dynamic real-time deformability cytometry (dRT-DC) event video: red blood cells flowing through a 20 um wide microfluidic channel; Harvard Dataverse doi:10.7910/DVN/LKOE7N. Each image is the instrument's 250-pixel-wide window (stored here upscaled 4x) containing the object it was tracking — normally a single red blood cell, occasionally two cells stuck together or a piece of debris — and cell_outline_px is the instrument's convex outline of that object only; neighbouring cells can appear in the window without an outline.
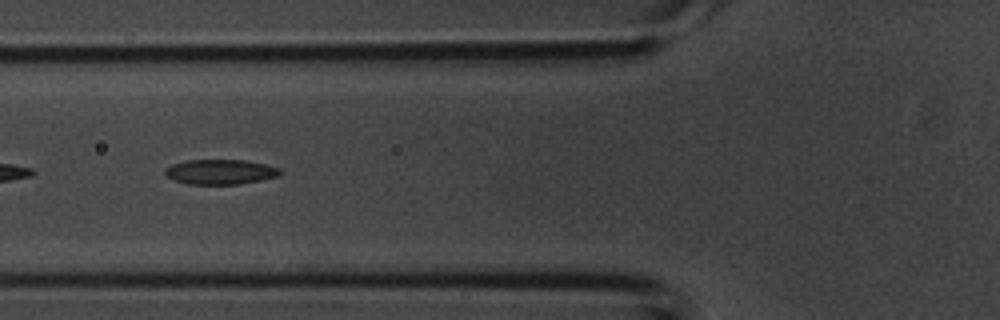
{"species": "common noctule bat (a hibernating species)", "species_latin": "Nyctalus noctula", "temperature_condition": "room temperature", "stored_images_in_passage": 24, "camera_frame_rate_fps": 3000, "um_per_image_px": 0.085, "animal": {"sex": "male", "body_mass_g": 20.1, "forearm_length_mm": 53.5}, "frame": {"image": 1, "passage_image": 14, "time_ms": 4.333, "image_size_px": [1000, 320], "cell_outline_px": [[280, 176], [240, 184], [188, 184], [172, 180], [164, 176], [164, 168], [172, 164], [188, 160], [244, 160], [264, 164], [280, 168]], "centroid_in_image_um": [18.67, 14.61], "position_along_channel_um": 107.1, "area_um2": 16.82}}